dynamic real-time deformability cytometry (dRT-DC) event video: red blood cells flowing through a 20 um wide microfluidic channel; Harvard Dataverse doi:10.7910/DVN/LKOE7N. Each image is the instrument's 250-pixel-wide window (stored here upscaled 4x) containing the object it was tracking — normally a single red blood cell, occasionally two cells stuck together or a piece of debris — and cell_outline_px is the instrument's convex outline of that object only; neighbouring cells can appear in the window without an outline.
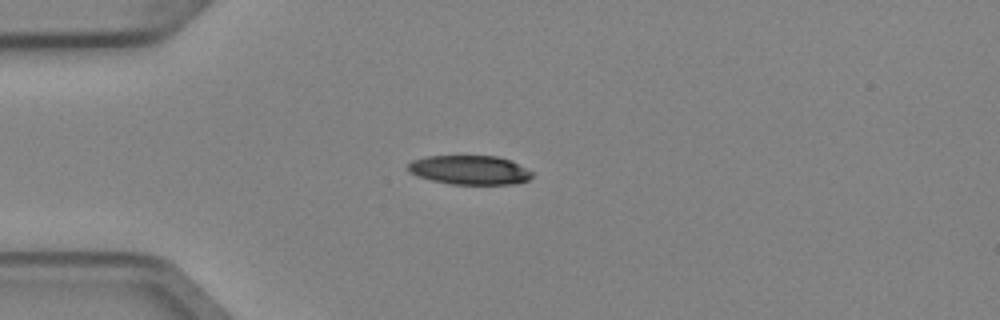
{"species": "Egyptian fruit bat (a non-hibernating species)", "species_latin": "Rousettus aegyptiacus", "temperature_condition": "cold", "stored_images_in_passage": 2, "camera_frame_rate_fps": 3000, "um_per_image_px": 0.085, "animal": {"sex": "female"}, "frame": {"image": 1, "passage_image": 1, "time_ms": 0.0, "image_size_px": [1000, 320], "cell_outline_px": [[532, 176], [528, 180], [516, 184], [452, 184], [432, 180], [416, 176], [408, 172], [408, 164], [412, 160], [424, 156], [496, 156], [512, 160], [532, 172]], "centroid_in_image_um": [39.9, 14.44], "position_along_channel_um": 45.1, "area_um2": 21.15}}
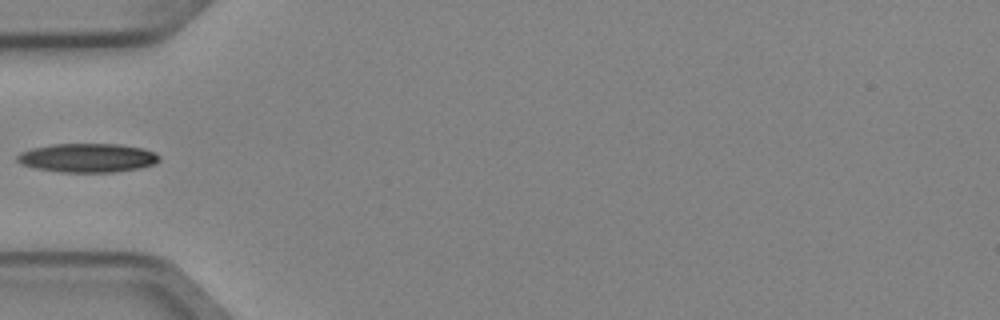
{"frame": {"image": 2, "passage_image": 2, "time_ms": 0.333, "image_size_px": [1000, 320], "cell_outline_px": [[160, 160], [156, 164], [140, 168], [112, 172], [60, 172], [36, 168], [20, 164], [16, 160], [16, 156], [20, 152], [32, 148], [52, 144], [120, 144], [144, 148], [160, 156]], "centroid_in_image_um": [7.44, 13.41], "position_along_channel_um": 77.6, "area_um2": 24.04}}